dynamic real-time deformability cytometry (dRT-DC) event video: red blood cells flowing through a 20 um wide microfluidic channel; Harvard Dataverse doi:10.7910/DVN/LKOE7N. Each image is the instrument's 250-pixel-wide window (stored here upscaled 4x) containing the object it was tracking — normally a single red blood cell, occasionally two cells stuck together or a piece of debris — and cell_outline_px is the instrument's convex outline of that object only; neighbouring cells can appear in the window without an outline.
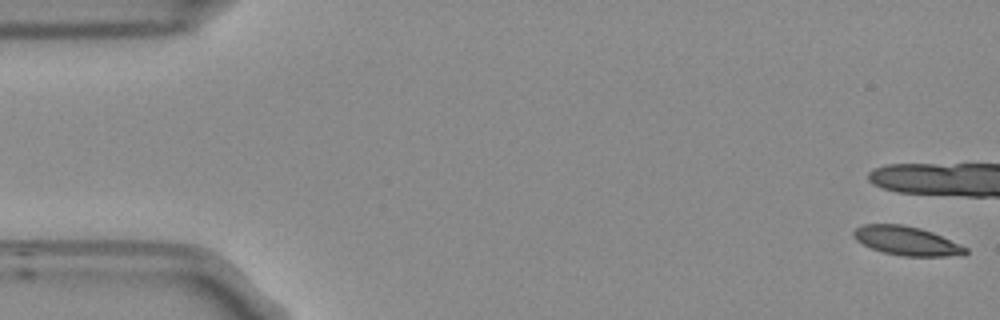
{"species": "Egyptian fruit bat (a non-hibernating species)", "species_latin": "Rousettus aegyptiacus", "temperature_condition": "room temperature", "stored_images_in_passage": 9, "camera_frame_rate_fps": 3000, "um_per_image_px": 0.085, "frame": {"image": 1, "passage_image": 1, "time_ms": 0.0, "image_size_px": [1000, 320], "cell_outline_px": [[968, 252], [964, 256], [904, 256], [884, 252], [872, 248], [856, 240], [852, 236], [852, 232], [856, 228], [864, 224], [900, 224], [920, 228], [932, 232], [968, 248]], "centroid_in_image_um": [77.08, 20.47], "position_along_channel_um": 7.9, "area_um2": 18.79}}